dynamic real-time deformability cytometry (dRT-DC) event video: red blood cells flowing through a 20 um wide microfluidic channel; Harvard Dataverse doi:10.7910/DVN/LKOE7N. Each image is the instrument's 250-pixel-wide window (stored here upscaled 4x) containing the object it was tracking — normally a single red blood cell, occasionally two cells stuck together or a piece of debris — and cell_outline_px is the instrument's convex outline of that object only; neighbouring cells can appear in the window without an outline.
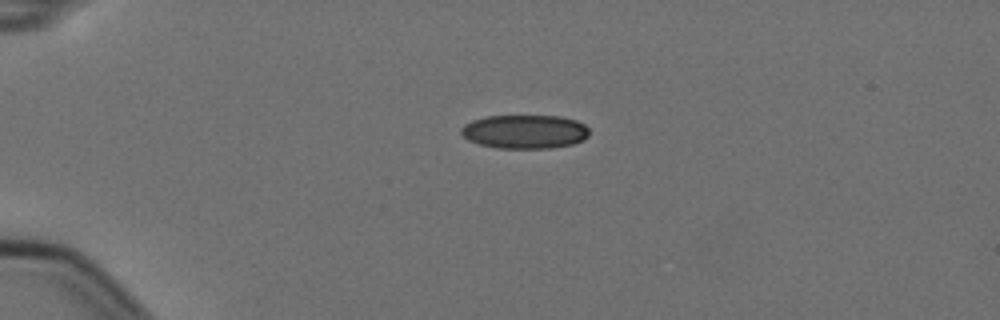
{"species": "Egyptian fruit bat (a non-hibernating species)", "species_latin": "Rousettus aegyptiacus", "temperature_condition": "cold", "stored_images_in_passage": 4, "camera_frame_rate_fps": 3000, "um_per_image_px": 0.085, "animal": {"sex": "female"}, "frame": {"image": 1, "passage_image": 4, "time_ms": 1.0, "image_size_px": [1000, 320], "cell_outline_px": [[588, 136], [584, 140], [572, 144], [552, 148], [496, 148], [480, 144], [468, 140], [460, 132], [460, 128], [464, 124], [472, 120], [488, 116], [560, 116], [576, 120], [584, 124], [588, 128]], "centroid_in_image_um": [44.6, 11.19], "position_along_channel_um": 40.4, "area_um2": 25.32}}